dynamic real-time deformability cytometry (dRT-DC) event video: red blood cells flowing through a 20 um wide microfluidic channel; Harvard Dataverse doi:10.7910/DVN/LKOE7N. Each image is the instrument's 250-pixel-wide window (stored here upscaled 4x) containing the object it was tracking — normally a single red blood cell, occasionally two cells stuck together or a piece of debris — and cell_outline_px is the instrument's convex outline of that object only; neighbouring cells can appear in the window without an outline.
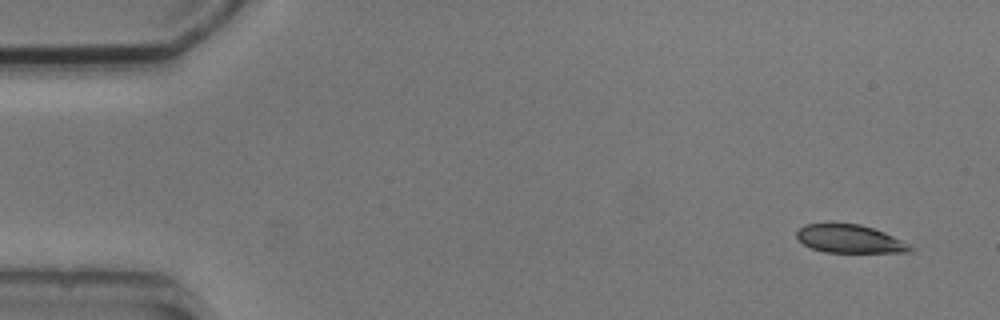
{"species": "common noctule bat (a hibernating species)", "species_latin": "Nyctalus noctula", "temperature_condition": "cold", "stored_images_in_passage": 5, "camera_frame_rate_fps": 3000, "um_per_image_px": 0.085, "animal": {"sex": "male", "body_mass_g": 20.5, "forearm_length_mm": 52.5}, "frame": {"image": 1, "passage_image": 1, "time_ms": 0.0, "image_size_px": [1000, 320], "cell_outline_px": [[916, 248], [912, 252], [824, 252], [812, 248], [804, 244], [796, 236], [796, 232], [804, 224], [828, 220], [832, 220], [860, 224], [884, 232], [912, 244]], "centroid_in_image_um": [72.22, 20.25], "position_along_channel_um": 12.8, "area_um2": 19.48}}
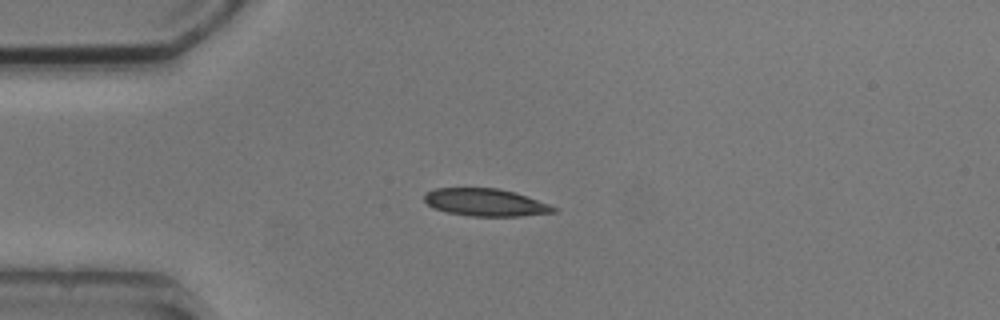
{"frame": {"image": 2, "passage_image": 4, "time_ms": 3.333, "image_size_px": [1000, 320], "cell_outline_px": [[556, 212], [524, 216], [472, 216], [448, 212], [432, 208], [424, 200], [424, 196], [428, 192], [436, 188], [496, 188], [512, 192], [548, 204], [556, 208]], "centroid_in_image_um": [41.24, 17.21], "position_along_channel_um": 43.8, "area_um2": 20.35}}
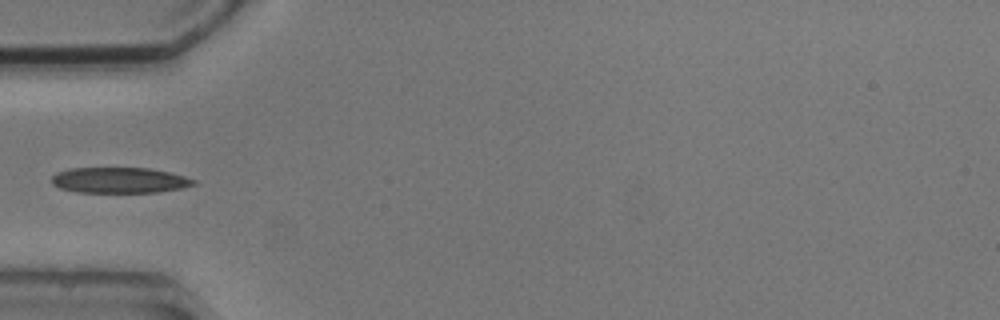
{"frame": {"image": 3, "passage_image": 5, "time_ms": 4.667, "image_size_px": [1000, 320], "cell_outline_px": [[196, 184], [180, 188], [160, 192], [76, 192], [60, 188], [52, 184], [52, 176], [56, 172], [68, 168], [148, 168], [168, 172], [184, 176], [196, 180]], "centroid_in_image_um": [10.12, 15.32], "position_along_channel_um": 74.9, "area_um2": 21.21}}